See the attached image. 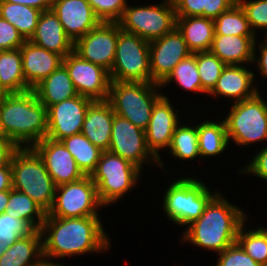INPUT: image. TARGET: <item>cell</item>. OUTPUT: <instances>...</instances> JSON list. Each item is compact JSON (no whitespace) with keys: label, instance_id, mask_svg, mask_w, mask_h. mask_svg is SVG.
Segmentation results:
<instances>
[{"label":"cell","instance_id":"6da1fadb","mask_svg":"<svg viewBox=\"0 0 267 266\" xmlns=\"http://www.w3.org/2000/svg\"><path fill=\"white\" fill-rule=\"evenodd\" d=\"M100 216L58 218L45 217L40 228L43 259L51 261L102 253L111 248Z\"/></svg>","mask_w":267,"mask_h":266},{"label":"cell","instance_id":"7a4b0ae2","mask_svg":"<svg viewBox=\"0 0 267 266\" xmlns=\"http://www.w3.org/2000/svg\"><path fill=\"white\" fill-rule=\"evenodd\" d=\"M246 214L219 191L210 199L201 216L182 232L181 242L188 241L219 254L236 243L238 230L246 222Z\"/></svg>","mask_w":267,"mask_h":266},{"label":"cell","instance_id":"3957f363","mask_svg":"<svg viewBox=\"0 0 267 266\" xmlns=\"http://www.w3.org/2000/svg\"><path fill=\"white\" fill-rule=\"evenodd\" d=\"M47 131V108L33 90L0 99V134L18 147H33Z\"/></svg>","mask_w":267,"mask_h":266},{"label":"cell","instance_id":"277c9868","mask_svg":"<svg viewBox=\"0 0 267 266\" xmlns=\"http://www.w3.org/2000/svg\"><path fill=\"white\" fill-rule=\"evenodd\" d=\"M12 189L34 200L46 213L53 205L55 184L33 147H19L11 159Z\"/></svg>","mask_w":267,"mask_h":266},{"label":"cell","instance_id":"5b68a950","mask_svg":"<svg viewBox=\"0 0 267 266\" xmlns=\"http://www.w3.org/2000/svg\"><path fill=\"white\" fill-rule=\"evenodd\" d=\"M185 176L169 184L164 190L166 192L162 202L165 217L183 227L197 220L210 199L218 192L214 190L213 194L202 179Z\"/></svg>","mask_w":267,"mask_h":266},{"label":"cell","instance_id":"8992f818","mask_svg":"<svg viewBox=\"0 0 267 266\" xmlns=\"http://www.w3.org/2000/svg\"><path fill=\"white\" fill-rule=\"evenodd\" d=\"M160 88L157 83L111 81L107 101L115 114L146 130L153 105L163 95Z\"/></svg>","mask_w":267,"mask_h":266},{"label":"cell","instance_id":"52a82bcc","mask_svg":"<svg viewBox=\"0 0 267 266\" xmlns=\"http://www.w3.org/2000/svg\"><path fill=\"white\" fill-rule=\"evenodd\" d=\"M261 94L259 91L255 96L230 106L223 119L229 142L233 141L240 147L267 142V101Z\"/></svg>","mask_w":267,"mask_h":266},{"label":"cell","instance_id":"ba28073f","mask_svg":"<svg viewBox=\"0 0 267 266\" xmlns=\"http://www.w3.org/2000/svg\"><path fill=\"white\" fill-rule=\"evenodd\" d=\"M141 175V170L131 162L107 150L102 152L91 178L100 203L107 207L134 190Z\"/></svg>","mask_w":267,"mask_h":266},{"label":"cell","instance_id":"9c48e42d","mask_svg":"<svg viewBox=\"0 0 267 266\" xmlns=\"http://www.w3.org/2000/svg\"><path fill=\"white\" fill-rule=\"evenodd\" d=\"M109 74L111 81L155 83L151 78L149 42L123 31L119 23L116 55Z\"/></svg>","mask_w":267,"mask_h":266},{"label":"cell","instance_id":"30bf717a","mask_svg":"<svg viewBox=\"0 0 267 266\" xmlns=\"http://www.w3.org/2000/svg\"><path fill=\"white\" fill-rule=\"evenodd\" d=\"M176 18L173 1L164 0L156 5H127L118 23L123 31L151 42L172 32L176 28Z\"/></svg>","mask_w":267,"mask_h":266},{"label":"cell","instance_id":"8fae6325","mask_svg":"<svg viewBox=\"0 0 267 266\" xmlns=\"http://www.w3.org/2000/svg\"><path fill=\"white\" fill-rule=\"evenodd\" d=\"M104 207L98 198L95 183L91 176L59 185L55 188L53 205L46 217L72 218L100 216Z\"/></svg>","mask_w":267,"mask_h":266},{"label":"cell","instance_id":"7c38bea8","mask_svg":"<svg viewBox=\"0 0 267 266\" xmlns=\"http://www.w3.org/2000/svg\"><path fill=\"white\" fill-rule=\"evenodd\" d=\"M108 151L131 162L141 171L143 164L159 165L158 159L148 149L145 130L117 114L113 119Z\"/></svg>","mask_w":267,"mask_h":266},{"label":"cell","instance_id":"4fadbf2b","mask_svg":"<svg viewBox=\"0 0 267 266\" xmlns=\"http://www.w3.org/2000/svg\"><path fill=\"white\" fill-rule=\"evenodd\" d=\"M117 40L118 22L101 21L94 29L74 42L73 51L110 73L115 60Z\"/></svg>","mask_w":267,"mask_h":266},{"label":"cell","instance_id":"5bb4252c","mask_svg":"<svg viewBox=\"0 0 267 266\" xmlns=\"http://www.w3.org/2000/svg\"><path fill=\"white\" fill-rule=\"evenodd\" d=\"M69 77L78 95L93 101H106L111 84L110 74L102 67L81 58L74 51L63 58Z\"/></svg>","mask_w":267,"mask_h":266},{"label":"cell","instance_id":"9a60e30c","mask_svg":"<svg viewBox=\"0 0 267 266\" xmlns=\"http://www.w3.org/2000/svg\"><path fill=\"white\" fill-rule=\"evenodd\" d=\"M94 101L85 96H75L51 105L47 109V138L55 141L81 133L88 107Z\"/></svg>","mask_w":267,"mask_h":266},{"label":"cell","instance_id":"2e32d148","mask_svg":"<svg viewBox=\"0 0 267 266\" xmlns=\"http://www.w3.org/2000/svg\"><path fill=\"white\" fill-rule=\"evenodd\" d=\"M192 52L182 34L175 28L159 39L149 42V59L152 80L161 84L174 67Z\"/></svg>","mask_w":267,"mask_h":266},{"label":"cell","instance_id":"e0dca14e","mask_svg":"<svg viewBox=\"0 0 267 266\" xmlns=\"http://www.w3.org/2000/svg\"><path fill=\"white\" fill-rule=\"evenodd\" d=\"M176 112L170 99L163 93L153 105L150 122L145 130L148 149L158 159V168L160 167L162 170L164 161H162L159 151L165 148L167 150L175 128L181 123Z\"/></svg>","mask_w":267,"mask_h":266},{"label":"cell","instance_id":"ac0fdd59","mask_svg":"<svg viewBox=\"0 0 267 266\" xmlns=\"http://www.w3.org/2000/svg\"><path fill=\"white\" fill-rule=\"evenodd\" d=\"M33 148L44 161L46 170L56 187L78 181L85 176L77 166L72 154L61 141L45 137L37 142Z\"/></svg>","mask_w":267,"mask_h":266},{"label":"cell","instance_id":"d6986e66","mask_svg":"<svg viewBox=\"0 0 267 266\" xmlns=\"http://www.w3.org/2000/svg\"><path fill=\"white\" fill-rule=\"evenodd\" d=\"M51 10L73 43L101 22L87 0H53Z\"/></svg>","mask_w":267,"mask_h":266},{"label":"cell","instance_id":"ffe728a7","mask_svg":"<svg viewBox=\"0 0 267 266\" xmlns=\"http://www.w3.org/2000/svg\"><path fill=\"white\" fill-rule=\"evenodd\" d=\"M255 76V73L250 71L247 66L226 65L208 96L216 98L223 96L231 99L234 103L249 99L259 92L255 85Z\"/></svg>","mask_w":267,"mask_h":266},{"label":"cell","instance_id":"44dd1931","mask_svg":"<svg viewBox=\"0 0 267 266\" xmlns=\"http://www.w3.org/2000/svg\"><path fill=\"white\" fill-rule=\"evenodd\" d=\"M20 51L24 78L31 89L54 72L63 61L61 55L48 51L30 40L25 41Z\"/></svg>","mask_w":267,"mask_h":266},{"label":"cell","instance_id":"7402d4cb","mask_svg":"<svg viewBox=\"0 0 267 266\" xmlns=\"http://www.w3.org/2000/svg\"><path fill=\"white\" fill-rule=\"evenodd\" d=\"M115 112L106 101H94L86 112L81 133L102 151L109 150Z\"/></svg>","mask_w":267,"mask_h":266},{"label":"cell","instance_id":"603a6c76","mask_svg":"<svg viewBox=\"0 0 267 266\" xmlns=\"http://www.w3.org/2000/svg\"><path fill=\"white\" fill-rule=\"evenodd\" d=\"M30 41L65 58L73 51V41L66 35L58 16L52 11H43Z\"/></svg>","mask_w":267,"mask_h":266},{"label":"cell","instance_id":"cb8c5ba5","mask_svg":"<svg viewBox=\"0 0 267 266\" xmlns=\"http://www.w3.org/2000/svg\"><path fill=\"white\" fill-rule=\"evenodd\" d=\"M257 36L214 35L210 52L226 65L252 66Z\"/></svg>","mask_w":267,"mask_h":266},{"label":"cell","instance_id":"d4e9b609","mask_svg":"<svg viewBox=\"0 0 267 266\" xmlns=\"http://www.w3.org/2000/svg\"><path fill=\"white\" fill-rule=\"evenodd\" d=\"M37 99L48 109L51 105L78 96L66 67L61 64L33 89Z\"/></svg>","mask_w":267,"mask_h":266},{"label":"cell","instance_id":"484cf974","mask_svg":"<svg viewBox=\"0 0 267 266\" xmlns=\"http://www.w3.org/2000/svg\"><path fill=\"white\" fill-rule=\"evenodd\" d=\"M176 28L192 53L209 51L214 39V20L203 16L177 17Z\"/></svg>","mask_w":267,"mask_h":266},{"label":"cell","instance_id":"4316f807","mask_svg":"<svg viewBox=\"0 0 267 266\" xmlns=\"http://www.w3.org/2000/svg\"><path fill=\"white\" fill-rule=\"evenodd\" d=\"M42 259V235L40 230H34L8 246L0 257V266H35Z\"/></svg>","mask_w":267,"mask_h":266},{"label":"cell","instance_id":"83f0119b","mask_svg":"<svg viewBox=\"0 0 267 266\" xmlns=\"http://www.w3.org/2000/svg\"><path fill=\"white\" fill-rule=\"evenodd\" d=\"M0 85L8 94L32 90L24 78L20 48L0 51Z\"/></svg>","mask_w":267,"mask_h":266},{"label":"cell","instance_id":"f1b7e54d","mask_svg":"<svg viewBox=\"0 0 267 266\" xmlns=\"http://www.w3.org/2000/svg\"><path fill=\"white\" fill-rule=\"evenodd\" d=\"M202 121L197 124L200 158L220 156L229 147L224 120Z\"/></svg>","mask_w":267,"mask_h":266},{"label":"cell","instance_id":"f546056e","mask_svg":"<svg viewBox=\"0 0 267 266\" xmlns=\"http://www.w3.org/2000/svg\"><path fill=\"white\" fill-rule=\"evenodd\" d=\"M41 12L23 4L0 0V17L11 23L25 40H30L34 35Z\"/></svg>","mask_w":267,"mask_h":266},{"label":"cell","instance_id":"4dcf8cb0","mask_svg":"<svg viewBox=\"0 0 267 266\" xmlns=\"http://www.w3.org/2000/svg\"><path fill=\"white\" fill-rule=\"evenodd\" d=\"M61 142L72 154L83 174L85 176H91L97 167L103 151L93 145L82 133L66 137Z\"/></svg>","mask_w":267,"mask_h":266},{"label":"cell","instance_id":"1f68e13d","mask_svg":"<svg viewBox=\"0 0 267 266\" xmlns=\"http://www.w3.org/2000/svg\"><path fill=\"white\" fill-rule=\"evenodd\" d=\"M5 213L27 221L35 230H40L46 212L25 193L9 190V201Z\"/></svg>","mask_w":267,"mask_h":266},{"label":"cell","instance_id":"d6a6232c","mask_svg":"<svg viewBox=\"0 0 267 266\" xmlns=\"http://www.w3.org/2000/svg\"><path fill=\"white\" fill-rule=\"evenodd\" d=\"M170 151V152H169ZM168 153L178 160L191 161L200 157L198 146L197 124H181L175 128Z\"/></svg>","mask_w":267,"mask_h":266},{"label":"cell","instance_id":"836d02e7","mask_svg":"<svg viewBox=\"0 0 267 266\" xmlns=\"http://www.w3.org/2000/svg\"><path fill=\"white\" fill-rule=\"evenodd\" d=\"M214 31V35L255 36L238 2L214 19Z\"/></svg>","mask_w":267,"mask_h":266},{"label":"cell","instance_id":"e575fe53","mask_svg":"<svg viewBox=\"0 0 267 266\" xmlns=\"http://www.w3.org/2000/svg\"><path fill=\"white\" fill-rule=\"evenodd\" d=\"M171 82H175L176 85L180 86L179 88L184 89V91L202 93V85L196 65L195 53L190 54L180 61L169 76L160 84V87L165 88Z\"/></svg>","mask_w":267,"mask_h":266},{"label":"cell","instance_id":"d590c367","mask_svg":"<svg viewBox=\"0 0 267 266\" xmlns=\"http://www.w3.org/2000/svg\"><path fill=\"white\" fill-rule=\"evenodd\" d=\"M244 222L237 234V243L261 266H267V228L258 227L245 230Z\"/></svg>","mask_w":267,"mask_h":266},{"label":"cell","instance_id":"8d00e7d4","mask_svg":"<svg viewBox=\"0 0 267 266\" xmlns=\"http://www.w3.org/2000/svg\"><path fill=\"white\" fill-rule=\"evenodd\" d=\"M195 57L202 94L208 95L215 87L226 64L210 51L196 52Z\"/></svg>","mask_w":267,"mask_h":266},{"label":"cell","instance_id":"74e56055","mask_svg":"<svg viewBox=\"0 0 267 266\" xmlns=\"http://www.w3.org/2000/svg\"><path fill=\"white\" fill-rule=\"evenodd\" d=\"M35 229L25 220L17 216L0 214V244L11 246L20 238L29 236Z\"/></svg>","mask_w":267,"mask_h":266},{"label":"cell","instance_id":"f35d334b","mask_svg":"<svg viewBox=\"0 0 267 266\" xmlns=\"http://www.w3.org/2000/svg\"><path fill=\"white\" fill-rule=\"evenodd\" d=\"M242 9L244 10L248 19L252 32L256 35V31H265L267 37V0H237Z\"/></svg>","mask_w":267,"mask_h":266},{"label":"cell","instance_id":"ab89813d","mask_svg":"<svg viewBox=\"0 0 267 266\" xmlns=\"http://www.w3.org/2000/svg\"><path fill=\"white\" fill-rule=\"evenodd\" d=\"M102 22H118L128 2L126 0H87Z\"/></svg>","mask_w":267,"mask_h":266},{"label":"cell","instance_id":"60d3db41","mask_svg":"<svg viewBox=\"0 0 267 266\" xmlns=\"http://www.w3.org/2000/svg\"><path fill=\"white\" fill-rule=\"evenodd\" d=\"M217 255L216 266H261L237 242Z\"/></svg>","mask_w":267,"mask_h":266},{"label":"cell","instance_id":"b9f144b4","mask_svg":"<svg viewBox=\"0 0 267 266\" xmlns=\"http://www.w3.org/2000/svg\"><path fill=\"white\" fill-rule=\"evenodd\" d=\"M25 41L11 23L0 17V51L19 49Z\"/></svg>","mask_w":267,"mask_h":266},{"label":"cell","instance_id":"7bdbcfd3","mask_svg":"<svg viewBox=\"0 0 267 266\" xmlns=\"http://www.w3.org/2000/svg\"><path fill=\"white\" fill-rule=\"evenodd\" d=\"M260 151H257V153H254V157L249 160L247 166L242 169H239L238 173L239 175L249 174V175H255L257 178L263 179L267 181V145H263V148H260ZM256 154V155H255Z\"/></svg>","mask_w":267,"mask_h":266},{"label":"cell","instance_id":"ee69618b","mask_svg":"<svg viewBox=\"0 0 267 266\" xmlns=\"http://www.w3.org/2000/svg\"><path fill=\"white\" fill-rule=\"evenodd\" d=\"M176 17L203 16V0H172Z\"/></svg>","mask_w":267,"mask_h":266},{"label":"cell","instance_id":"f6af8a7d","mask_svg":"<svg viewBox=\"0 0 267 266\" xmlns=\"http://www.w3.org/2000/svg\"><path fill=\"white\" fill-rule=\"evenodd\" d=\"M236 2L237 0H203L204 17L214 20Z\"/></svg>","mask_w":267,"mask_h":266},{"label":"cell","instance_id":"bcb514c9","mask_svg":"<svg viewBox=\"0 0 267 266\" xmlns=\"http://www.w3.org/2000/svg\"><path fill=\"white\" fill-rule=\"evenodd\" d=\"M264 39H265L264 41L260 40L259 42L257 41L259 39H256L254 45V55H253L252 65L255 64L256 62L260 75H262L264 78L267 79V37H264ZM256 43H258V45ZM256 49H258L260 53L259 55L257 54Z\"/></svg>","mask_w":267,"mask_h":266},{"label":"cell","instance_id":"7dc6e473","mask_svg":"<svg viewBox=\"0 0 267 266\" xmlns=\"http://www.w3.org/2000/svg\"><path fill=\"white\" fill-rule=\"evenodd\" d=\"M18 148L14 142L0 134V165H10Z\"/></svg>","mask_w":267,"mask_h":266},{"label":"cell","instance_id":"c3c4849f","mask_svg":"<svg viewBox=\"0 0 267 266\" xmlns=\"http://www.w3.org/2000/svg\"><path fill=\"white\" fill-rule=\"evenodd\" d=\"M8 3H15V4H23L35 9H39L40 11H48L51 10V6L53 0H4Z\"/></svg>","mask_w":267,"mask_h":266},{"label":"cell","instance_id":"681fc988","mask_svg":"<svg viewBox=\"0 0 267 266\" xmlns=\"http://www.w3.org/2000/svg\"><path fill=\"white\" fill-rule=\"evenodd\" d=\"M12 189L11 165H0V191Z\"/></svg>","mask_w":267,"mask_h":266},{"label":"cell","instance_id":"f907efd6","mask_svg":"<svg viewBox=\"0 0 267 266\" xmlns=\"http://www.w3.org/2000/svg\"><path fill=\"white\" fill-rule=\"evenodd\" d=\"M9 201V190L0 191V214L5 212Z\"/></svg>","mask_w":267,"mask_h":266},{"label":"cell","instance_id":"816d5d0a","mask_svg":"<svg viewBox=\"0 0 267 266\" xmlns=\"http://www.w3.org/2000/svg\"><path fill=\"white\" fill-rule=\"evenodd\" d=\"M35 266H64V264H60V262H55V261H48L45 259H42L37 265Z\"/></svg>","mask_w":267,"mask_h":266},{"label":"cell","instance_id":"f5cc1de1","mask_svg":"<svg viewBox=\"0 0 267 266\" xmlns=\"http://www.w3.org/2000/svg\"><path fill=\"white\" fill-rule=\"evenodd\" d=\"M8 246V244H0V257L4 254Z\"/></svg>","mask_w":267,"mask_h":266},{"label":"cell","instance_id":"db71d44e","mask_svg":"<svg viewBox=\"0 0 267 266\" xmlns=\"http://www.w3.org/2000/svg\"><path fill=\"white\" fill-rule=\"evenodd\" d=\"M8 93L2 88V86L0 85V99H2L5 95H7Z\"/></svg>","mask_w":267,"mask_h":266}]
</instances>
